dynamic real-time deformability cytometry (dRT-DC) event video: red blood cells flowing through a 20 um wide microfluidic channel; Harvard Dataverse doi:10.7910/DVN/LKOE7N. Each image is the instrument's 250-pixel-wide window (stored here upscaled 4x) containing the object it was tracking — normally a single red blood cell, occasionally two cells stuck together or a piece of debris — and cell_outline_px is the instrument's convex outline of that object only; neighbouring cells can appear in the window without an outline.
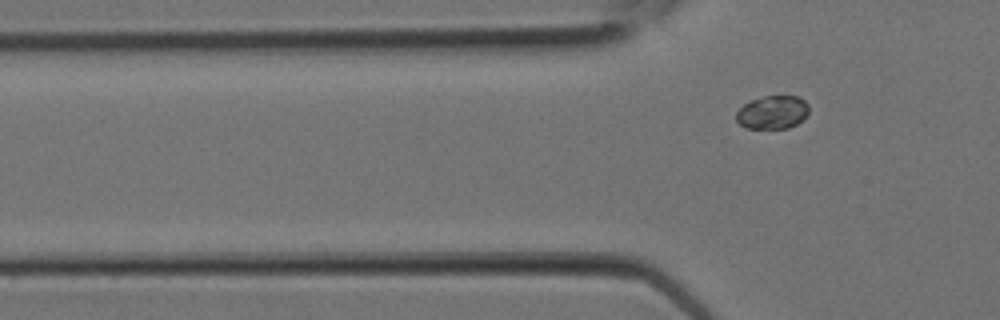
{"species": "Egyptian fruit bat (a non-hibernating species)", "species_latin": "Rousettus aegyptiacus", "temperature_condition": "room temperature", "stored_images_in_passage": 4, "camera_frame_rate_fps": 3000, "um_per_image_px": 0.085, "animal": {"sex": "female"}, "frame": {"image": 1, "passage_image": 4, "time_ms": 1.0, "image_size_px": [1000, 320], "cell_outline_px": [[808, 112], [796, 124], [788, 128], [744, 128], [736, 120], [736, 112], [748, 100], [764, 96], [796, 96], [804, 100], [808, 104]], "centroid_in_image_um": [65.62, 9.54], "position_along_channel_um": 60.2, "area_um2": 14.05}}